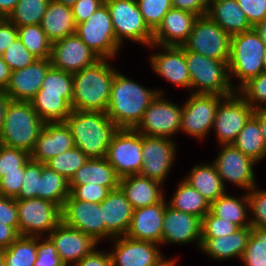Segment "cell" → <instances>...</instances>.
<instances>
[{"label":"cell","mask_w":266,"mask_h":266,"mask_svg":"<svg viewBox=\"0 0 266 266\" xmlns=\"http://www.w3.org/2000/svg\"><path fill=\"white\" fill-rule=\"evenodd\" d=\"M119 72L115 73L105 113L118 128L134 129L149 104L164 91L148 89Z\"/></svg>","instance_id":"1"},{"label":"cell","mask_w":266,"mask_h":266,"mask_svg":"<svg viewBox=\"0 0 266 266\" xmlns=\"http://www.w3.org/2000/svg\"><path fill=\"white\" fill-rule=\"evenodd\" d=\"M109 59H99L73 75L72 110L106 112L112 82L117 70Z\"/></svg>","instance_id":"2"},{"label":"cell","mask_w":266,"mask_h":266,"mask_svg":"<svg viewBox=\"0 0 266 266\" xmlns=\"http://www.w3.org/2000/svg\"><path fill=\"white\" fill-rule=\"evenodd\" d=\"M64 122L75 147L88 158H105L111 139L119 129L105 112L72 110Z\"/></svg>","instance_id":"3"},{"label":"cell","mask_w":266,"mask_h":266,"mask_svg":"<svg viewBox=\"0 0 266 266\" xmlns=\"http://www.w3.org/2000/svg\"><path fill=\"white\" fill-rule=\"evenodd\" d=\"M43 126L30 101L11 100L0 132V144L31 154Z\"/></svg>","instance_id":"4"},{"label":"cell","mask_w":266,"mask_h":266,"mask_svg":"<svg viewBox=\"0 0 266 266\" xmlns=\"http://www.w3.org/2000/svg\"><path fill=\"white\" fill-rule=\"evenodd\" d=\"M266 44L254 29L231 36L230 55L228 61L229 77L239 79L238 91L251 78L258 76L264 67V52ZM238 88V89H237Z\"/></svg>","instance_id":"5"},{"label":"cell","mask_w":266,"mask_h":266,"mask_svg":"<svg viewBox=\"0 0 266 266\" xmlns=\"http://www.w3.org/2000/svg\"><path fill=\"white\" fill-rule=\"evenodd\" d=\"M184 54L191 87H197L192 93L218 94L227 97L236 92L229 77L227 62L189 51L185 47Z\"/></svg>","instance_id":"6"},{"label":"cell","mask_w":266,"mask_h":266,"mask_svg":"<svg viewBox=\"0 0 266 266\" xmlns=\"http://www.w3.org/2000/svg\"><path fill=\"white\" fill-rule=\"evenodd\" d=\"M75 33L100 59L114 58L119 52L121 45L116 40L105 3L90 18L77 24Z\"/></svg>","instance_id":"7"},{"label":"cell","mask_w":266,"mask_h":266,"mask_svg":"<svg viewBox=\"0 0 266 266\" xmlns=\"http://www.w3.org/2000/svg\"><path fill=\"white\" fill-rule=\"evenodd\" d=\"M107 5L116 40L121 45L123 39L133 40L150 46L153 31L147 26L136 0H104Z\"/></svg>","instance_id":"8"},{"label":"cell","mask_w":266,"mask_h":266,"mask_svg":"<svg viewBox=\"0 0 266 266\" xmlns=\"http://www.w3.org/2000/svg\"><path fill=\"white\" fill-rule=\"evenodd\" d=\"M105 159L121 178L140 173L142 167V134L135 129L119 128L108 146Z\"/></svg>","instance_id":"9"},{"label":"cell","mask_w":266,"mask_h":266,"mask_svg":"<svg viewBox=\"0 0 266 266\" xmlns=\"http://www.w3.org/2000/svg\"><path fill=\"white\" fill-rule=\"evenodd\" d=\"M19 235L43 237L61 222V208L44 199H16Z\"/></svg>","instance_id":"10"},{"label":"cell","mask_w":266,"mask_h":266,"mask_svg":"<svg viewBox=\"0 0 266 266\" xmlns=\"http://www.w3.org/2000/svg\"><path fill=\"white\" fill-rule=\"evenodd\" d=\"M231 36L207 15L199 16L187 42V50L228 63Z\"/></svg>","instance_id":"11"},{"label":"cell","mask_w":266,"mask_h":266,"mask_svg":"<svg viewBox=\"0 0 266 266\" xmlns=\"http://www.w3.org/2000/svg\"><path fill=\"white\" fill-rule=\"evenodd\" d=\"M253 114L254 109L237 91L225 97L219 103L212 127L215 128L218 143L233 144Z\"/></svg>","instance_id":"12"},{"label":"cell","mask_w":266,"mask_h":266,"mask_svg":"<svg viewBox=\"0 0 266 266\" xmlns=\"http://www.w3.org/2000/svg\"><path fill=\"white\" fill-rule=\"evenodd\" d=\"M185 101L180 130L203 139L213 127L219 103L226 97L218 94L190 93Z\"/></svg>","instance_id":"13"},{"label":"cell","mask_w":266,"mask_h":266,"mask_svg":"<svg viewBox=\"0 0 266 266\" xmlns=\"http://www.w3.org/2000/svg\"><path fill=\"white\" fill-rule=\"evenodd\" d=\"M182 111L183 106L180 107L158 94L134 129L146 136L171 138L176 132H180Z\"/></svg>","instance_id":"14"},{"label":"cell","mask_w":266,"mask_h":266,"mask_svg":"<svg viewBox=\"0 0 266 266\" xmlns=\"http://www.w3.org/2000/svg\"><path fill=\"white\" fill-rule=\"evenodd\" d=\"M175 143L172 138L142 135V167L139 175L163 184L173 165Z\"/></svg>","instance_id":"15"},{"label":"cell","mask_w":266,"mask_h":266,"mask_svg":"<svg viewBox=\"0 0 266 266\" xmlns=\"http://www.w3.org/2000/svg\"><path fill=\"white\" fill-rule=\"evenodd\" d=\"M61 222L90 235L96 242L104 239V221L100 203L77 200L69 195L61 208Z\"/></svg>","instance_id":"16"},{"label":"cell","mask_w":266,"mask_h":266,"mask_svg":"<svg viewBox=\"0 0 266 266\" xmlns=\"http://www.w3.org/2000/svg\"><path fill=\"white\" fill-rule=\"evenodd\" d=\"M213 163L224 186L225 181H230L243 190L250 191L253 187H256L253 170L256 162L244 155L233 144L222 145V149Z\"/></svg>","instance_id":"17"},{"label":"cell","mask_w":266,"mask_h":266,"mask_svg":"<svg viewBox=\"0 0 266 266\" xmlns=\"http://www.w3.org/2000/svg\"><path fill=\"white\" fill-rule=\"evenodd\" d=\"M100 58L75 33L52 43V67L74 74Z\"/></svg>","instance_id":"18"},{"label":"cell","mask_w":266,"mask_h":266,"mask_svg":"<svg viewBox=\"0 0 266 266\" xmlns=\"http://www.w3.org/2000/svg\"><path fill=\"white\" fill-rule=\"evenodd\" d=\"M114 238L116 245L109 252L112 266H157L165 259L156 243L127 236Z\"/></svg>","instance_id":"19"},{"label":"cell","mask_w":266,"mask_h":266,"mask_svg":"<svg viewBox=\"0 0 266 266\" xmlns=\"http://www.w3.org/2000/svg\"><path fill=\"white\" fill-rule=\"evenodd\" d=\"M47 236L55 246L65 266L75 265L98 245L90 235L60 222ZM71 264V265H70Z\"/></svg>","instance_id":"20"},{"label":"cell","mask_w":266,"mask_h":266,"mask_svg":"<svg viewBox=\"0 0 266 266\" xmlns=\"http://www.w3.org/2000/svg\"><path fill=\"white\" fill-rule=\"evenodd\" d=\"M51 67L50 58L37 59L25 68L12 71L4 92L13 101H30L40 90Z\"/></svg>","instance_id":"21"},{"label":"cell","mask_w":266,"mask_h":266,"mask_svg":"<svg viewBox=\"0 0 266 266\" xmlns=\"http://www.w3.org/2000/svg\"><path fill=\"white\" fill-rule=\"evenodd\" d=\"M198 16L180 9L171 8L162 23L153 32L151 48L155 46H183L193 29Z\"/></svg>","instance_id":"22"},{"label":"cell","mask_w":266,"mask_h":266,"mask_svg":"<svg viewBox=\"0 0 266 266\" xmlns=\"http://www.w3.org/2000/svg\"><path fill=\"white\" fill-rule=\"evenodd\" d=\"M202 220L192 214L165 207L162 224V243L186 244L197 241L201 247Z\"/></svg>","instance_id":"23"},{"label":"cell","mask_w":266,"mask_h":266,"mask_svg":"<svg viewBox=\"0 0 266 266\" xmlns=\"http://www.w3.org/2000/svg\"><path fill=\"white\" fill-rule=\"evenodd\" d=\"M74 147V139L65 122H45L30 155L32 160L45 164L51 158Z\"/></svg>","instance_id":"24"},{"label":"cell","mask_w":266,"mask_h":266,"mask_svg":"<svg viewBox=\"0 0 266 266\" xmlns=\"http://www.w3.org/2000/svg\"><path fill=\"white\" fill-rule=\"evenodd\" d=\"M104 221V238L125 236L130 227L133 208L120 187L111 190L100 203Z\"/></svg>","instance_id":"25"},{"label":"cell","mask_w":266,"mask_h":266,"mask_svg":"<svg viewBox=\"0 0 266 266\" xmlns=\"http://www.w3.org/2000/svg\"><path fill=\"white\" fill-rule=\"evenodd\" d=\"M167 204L164 197L156 204L133 209L130 227L125 236L162 244V224Z\"/></svg>","instance_id":"26"},{"label":"cell","mask_w":266,"mask_h":266,"mask_svg":"<svg viewBox=\"0 0 266 266\" xmlns=\"http://www.w3.org/2000/svg\"><path fill=\"white\" fill-rule=\"evenodd\" d=\"M163 51L150 57L151 66L158 75L179 87L191 88V78L185 61L184 46H162Z\"/></svg>","instance_id":"27"},{"label":"cell","mask_w":266,"mask_h":266,"mask_svg":"<svg viewBox=\"0 0 266 266\" xmlns=\"http://www.w3.org/2000/svg\"><path fill=\"white\" fill-rule=\"evenodd\" d=\"M162 183L139 174L127 175L119 180V187L133 209L142 208L160 202L165 196Z\"/></svg>","instance_id":"28"},{"label":"cell","mask_w":266,"mask_h":266,"mask_svg":"<svg viewBox=\"0 0 266 266\" xmlns=\"http://www.w3.org/2000/svg\"><path fill=\"white\" fill-rule=\"evenodd\" d=\"M207 16L230 36L253 29L237 0H209Z\"/></svg>","instance_id":"29"},{"label":"cell","mask_w":266,"mask_h":266,"mask_svg":"<svg viewBox=\"0 0 266 266\" xmlns=\"http://www.w3.org/2000/svg\"><path fill=\"white\" fill-rule=\"evenodd\" d=\"M251 234V227H243L236 232L219 237H201L202 252L217 260H226L232 257L242 258L248 239Z\"/></svg>","instance_id":"30"},{"label":"cell","mask_w":266,"mask_h":266,"mask_svg":"<svg viewBox=\"0 0 266 266\" xmlns=\"http://www.w3.org/2000/svg\"><path fill=\"white\" fill-rule=\"evenodd\" d=\"M40 26L52 43L76 32V24L71 7L55 0L48 2Z\"/></svg>","instance_id":"31"},{"label":"cell","mask_w":266,"mask_h":266,"mask_svg":"<svg viewBox=\"0 0 266 266\" xmlns=\"http://www.w3.org/2000/svg\"><path fill=\"white\" fill-rule=\"evenodd\" d=\"M119 180L114 167L105 158H88L69 180V185L94 183L114 190L119 187Z\"/></svg>","instance_id":"32"},{"label":"cell","mask_w":266,"mask_h":266,"mask_svg":"<svg viewBox=\"0 0 266 266\" xmlns=\"http://www.w3.org/2000/svg\"><path fill=\"white\" fill-rule=\"evenodd\" d=\"M190 172L183 180L195 188L210 204L226 194V186L214 163L196 165Z\"/></svg>","instance_id":"33"},{"label":"cell","mask_w":266,"mask_h":266,"mask_svg":"<svg viewBox=\"0 0 266 266\" xmlns=\"http://www.w3.org/2000/svg\"><path fill=\"white\" fill-rule=\"evenodd\" d=\"M244 195L241 198H235L226 193L210 204V211L215 216L228 220L240 228L251 227L250 219H247L249 217L247 214V209H249L248 195Z\"/></svg>","instance_id":"34"},{"label":"cell","mask_w":266,"mask_h":266,"mask_svg":"<svg viewBox=\"0 0 266 266\" xmlns=\"http://www.w3.org/2000/svg\"><path fill=\"white\" fill-rule=\"evenodd\" d=\"M168 203L175 210L202 218L210 211V203L187 182L182 180Z\"/></svg>","instance_id":"35"},{"label":"cell","mask_w":266,"mask_h":266,"mask_svg":"<svg viewBox=\"0 0 266 266\" xmlns=\"http://www.w3.org/2000/svg\"><path fill=\"white\" fill-rule=\"evenodd\" d=\"M233 145L256 163L266 156V144L259 121L252 116L240 131Z\"/></svg>","instance_id":"36"},{"label":"cell","mask_w":266,"mask_h":266,"mask_svg":"<svg viewBox=\"0 0 266 266\" xmlns=\"http://www.w3.org/2000/svg\"><path fill=\"white\" fill-rule=\"evenodd\" d=\"M69 195V180L44 165L39 178L38 198L50 201L62 208Z\"/></svg>","instance_id":"37"},{"label":"cell","mask_w":266,"mask_h":266,"mask_svg":"<svg viewBox=\"0 0 266 266\" xmlns=\"http://www.w3.org/2000/svg\"><path fill=\"white\" fill-rule=\"evenodd\" d=\"M30 102L44 123L64 122L72 111L71 105L62 95L36 93Z\"/></svg>","instance_id":"38"},{"label":"cell","mask_w":266,"mask_h":266,"mask_svg":"<svg viewBox=\"0 0 266 266\" xmlns=\"http://www.w3.org/2000/svg\"><path fill=\"white\" fill-rule=\"evenodd\" d=\"M37 259V237L20 235L4 249L5 266H34Z\"/></svg>","instance_id":"39"},{"label":"cell","mask_w":266,"mask_h":266,"mask_svg":"<svg viewBox=\"0 0 266 266\" xmlns=\"http://www.w3.org/2000/svg\"><path fill=\"white\" fill-rule=\"evenodd\" d=\"M50 0H20L7 19L16 27L38 25Z\"/></svg>","instance_id":"40"},{"label":"cell","mask_w":266,"mask_h":266,"mask_svg":"<svg viewBox=\"0 0 266 266\" xmlns=\"http://www.w3.org/2000/svg\"><path fill=\"white\" fill-rule=\"evenodd\" d=\"M17 30L18 38L37 59L50 58L52 42L42 30L40 24L17 27Z\"/></svg>","instance_id":"41"},{"label":"cell","mask_w":266,"mask_h":266,"mask_svg":"<svg viewBox=\"0 0 266 266\" xmlns=\"http://www.w3.org/2000/svg\"><path fill=\"white\" fill-rule=\"evenodd\" d=\"M37 93L62 95V97L71 105L73 97V75L51 67Z\"/></svg>","instance_id":"42"},{"label":"cell","mask_w":266,"mask_h":266,"mask_svg":"<svg viewBox=\"0 0 266 266\" xmlns=\"http://www.w3.org/2000/svg\"><path fill=\"white\" fill-rule=\"evenodd\" d=\"M241 261L245 266H266V228L251 226V234Z\"/></svg>","instance_id":"43"},{"label":"cell","mask_w":266,"mask_h":266,"mask_svg":"<svg viewBox=\"0 0 266 266\" xmlns=\"http://www.w3.org/2000/svg\"><path fill=\"white\" fill-rule=\"evenodd\" d=\"M88 157L77 147L63 152L45 163L50 169L70 180L75 172L82 167Z\"/></svg>","instance_id":"44"},{"label":"cell","mask_w":266,"mask_h":266,"mask_svg":"<svg viewBox=\"0 0 266 266\" xmlns=\"http://www.w3.org/2000/svg\"><path fill=\"white\" fill-rule=\"evenodd\" d=\"M147 26L154 32L166 13L173 8L171 0H136Z\"/></svg>","instance_id":"45"},{"label":"cell","mask_w":266,"mask_h":266,"mask_svg":"<svg viewBox=\"0 0 266 266\" xmlns=\"http://www.w3.org/2000/svg\"><path fill=\"white\" fill-rule=\"evenodd\" d=\"M30 158L31 155L24 150L0 144V178L6 173L24 172L25 165Z\"/></svg>","instance_id":"46"},{"label":"cell","mask_w":266,"mask_h":266,"mask_svg":"<svg viewBox=\"0 0 266 266\" xmlns=\"http://www.w3.org/2000/svg\"><path fill=\"white\" fill-rule=\"evenodd\" d=\"M255 109H262L266 104V71L251 78L237 91ZM264 108L266 106L264 105Z\"/></svg>","instance_id":"47"},{"label":"cell","mask_w":266,"mask_h":266,"mask_svg":"<svg viewBox=\"0 0 266 266\" xmlns=\"http://www.w3.org/2000/svg\"><path fill=\"white\" fill-rule=\"evenodd\" d=\"M44 163L30 160L26 163L22 178V186L15 199L38 198L39 178L42 175Z\"/></svg>","instance_id":"48"},{"label":"cell","mask_w":266,"mask_h":266,"mask_svg":"<svg viewBox=\"0 0 266 266\" xmlns=\"http://www.w3.org/2000/svg\"><path fill=\"white\" fill-rule=\"evenodd\" d=\"M1 56L11 72L25 68L37 60L18 37L6 48Z\"/></svg>","instance_id":"49"},{"label":"cell","mask_w":266,"mask_h":266,"mask_svg":"<svg viewBox=\"0 0 266 266\" xmlns=\"http://www.w3.org/2000/svg\"><path fill=\"white\" fill-rule=\"evenodd\" d=\"M238 229H240L238 225L215 216L211 211H209L202 218L201 237H222L230 235Z\"/></svg>","instance_id":"50"},{"label":"cell","mask_w":266,"mask_h":266,"mask_svg":"<svg viewBox=\"0 0 266 266\" xmlns=\"http://www.w3.org/2000/svg\"><path fill=\"white\" fill-rule=\"evenodd\" d=\"M249 212L252 211L253 217H250L251 226L266 228V190H258L253 187L248 191Z\"/></svg>","instance_id":"51"},{"label":"cell","mask_w":266,"mask_h":266,"mask_svg":"<svg viewBox=\"0 0 266 266\" xmlns=\"http://www.w3.org/2000/svg\"><path fill=\"white\" fill-rule=\"evenodd\" d=\"M70 195L77 200L101 203L110 193V189L94 183L69 185Z\"/></svg>","instance_id":"52"},{"label":"cell","mask_w":266,"mask_h":266,"mask_svg":"<svg viewBox=\"0 0 266 266\" xmlns=\"http://www.w3.org/2000/svg\"><path fill=\"white\" fill-rule=\"evenodd\" d=\"M34 266H65L48 237L44 240L37 237V259Z\"/></svg>","instance_id":"53"},{"label":"cell","mask_w":266,"mask_h":266,"mask_svg":"<svg viewBox=\"0 0 266 266\" xmlns=\"http://www.w3.org/2000/svg\"><path fill=\"white\" fill-rule=\"evenodd\" d=\"M252 27L266 19V0H237Z\"/></svg>","instance_id":"54"},{"label":"cell","mask_w":266,"mask_h":266,"mask_svg":"<svg viewBox=\"0 0 266 266\" xmlns=\"http://www.w3.org/2000/svg\"><path fill=\"white\" fill-rule=\"evenodd\" d=\"M0 222L12 226L19 233L16 199L0 195Z\"/></svg>","instance_id":"55"},{"label":"cell","mask_w":266,"mask_h":266,"mask_svg":"<svg viewBox=\"0 0 266 266\" xmlns=\"http://www.w3.org/2000/svg\"><path fill=\"white\" fill-rule=\"evenodd\" d=\"M104 4V0H77L71 7L75 24L82 23Z\"/></svg>","instance_id":"56"},{"label":"cell","mask_w":266,"mask_h":266,"mask_svg":"<svg viewBox=\"0 0 266 266\" xmlns=\"http://www.w3.org/2000/svg\"><path fill=\"white\" fill-rule=\"evenodd\" d=\"M24 172L6 173L0 178V195L15 198L21 189Z\"/></svg>","instance_id":"57"},{"label":"cell","mask_w":266,"mask_h":266,"mask_svg":"<svg viewBox=\"0 0 266 266\" xmlns=\"http://www.w3.org/2000/svg\"><path fill=\"white\" fill-rule=\"evenodd\" d=\"M175 9L184 10L195 15L204 16L208 12L209 0H171Z\"/></svg>","instance_id":"58"},{"label":"cell","mask_w":266,"mask_h":266,"mask_svg":"<svg viewBox=\"0 0 266 266\" xmlns=\"http://www.w3.org/2000/svg\"><path fill=\"white\" fill-rule=\"evenodd\" d=\"M17 37V27L7 18H4L0 22V56Z\"/></svg>","instance_id":"59"},{"label":"cell","mask_w":266,"mask_h":266,"mask_svg":"<svg viewBox=\"0 0 266 266\" xmlns=\"http://www.w3.org/2000/svg\"><path fill=\"white\" fill-rule=\"evenodd\" d=\"M73 266H112L109 252L93 250Z\"/></svg>","instance_id":"60"},{"label":"cell","mask_w":266,"mask_h":266,"mask_svg":"<svg viewBox=\"0 0 266 266\" xmlns=\"http://www.w3.org/2000/svg\"><path fill=\"white\" fill-rule=\"evenodd\" d=\"M19 236V233L12 226H8L0 222L1 248H8Z\"/></svg>","instance_id":"61"},{"label":"cell","mask_w":266,"mask_h":266,"mask_svg":"<svg viewBox=\"0 0 266 266\" xmlns=\"http://www.w3.org/2000/svg\"><path fill=\"white\" fill-rule=\"evenodd\" d=\"M10 75L11 70L3 60L2 56H0V90H5L9 83Z\"/></svg>","instance_id":"62"},{"label":"cell","mask_w":266,"mask_h":266,"mask_svg":"<svg viewBox=\"0 0 266 266\" xmlns=\"http://www.w3.org/2000/svg\"><path fill=\"white\" fill-rule=\"evenodd\" d=\"M10 101V97L4 92V90H0V132L4 124L6 109Z\"/></svg>","instance_id":"63"},{"label":"cell","mask_w":266,"mask_h":266,"mask_svg":"<svg viewBox=\"0 0 266 266\" xmlns=\"http://www.w3.org/2000/svg\"><path fill=\"white\" fill-rule=\"evenodd\" d=\"M20 0H0V15L7 18Z\"/></svg>","instance_id":"64"},{"label":"cell","mask_w":266,"mask_h":266,"mask_svg":"<svg viewBox=\"0 0 266 266\" xmlns=\"http://www.w3.org/2000/svg\"><path fill=\"white\" fill-rule=\"evenodd\" d=\"M253 116L259 121L260 130L263 133L264 141L266 144V108L255 109Z\"/></svg>","instance_id":"65"},{"label":"cell","mask_w":266,"mask_h":266,"mask_svg":"<svg viewBox=\"0 0 266 266\" xmlns=\"http://www.w3.org/2000/svg\"><path fill=\"white\" fill-rule=\"evenodd\" d=\"M253 29L266 44V19L256 24Z\"/></svg>","instance_id":"66"},{"label":"cell","mask_w":266,"mask_h":266,"mask_svg":"<svg viewBox=\"0 0 266 266\" xmlns=\"http://www.w3.org/2000/svg\"><path fill=\"white\" fill-rule=\"evenodd\" d=\"M61 4H64L65 6L72 7L77 0H55Z\"/></svg>","instance_id":"67"},{"label":"cell","mask_w":266,"mask_h":266,"mask_svg":"<svg viewBox=\"0 0 266 266\" xmlns=\"http://www.w3.org/2000/svg\"><path fill=\"white\" fill-rule=\"evenodd\" d=\"M176 260H167L164 259L161 263H159L157 266H174L175 265Z\"/></svg>","instance_id":"68"},{"label":"cell","mask_w":266,"mask_h":266,"mask_svg":"<svg viewBox=\"0 0 266 266\" xmlns=\"http://www.w3.org/2000/svg\"><path fill=\"white\" fill-rule=\"evenodd\" d=\"M0 266H5L4 249L0 247Z\"/></svg>","instance_id":"69"},{"label":"cell","mask_w":266,"mask_h":266,"mask_svg":"<svg viewBox=\"0 0 266 266\" xmlns=\"http://www.w3.org/2000/svg\"><path fill=\"white\" fill-rule=\"evenodd\" d=\"M264 67H265V71H266V48H265V52H264Z\"/></svg>","instance_id":"70"},{"label":"cell","mask_w":266,"mask_h":266,"mask_svg":"<svg viewBox=\"0 0 266 266\" xmlns=\"http://www.w3.org/2000/svg\"><path fill=\"white\" fill-rule=\"evenodd\" d=\"M4 18L0 15V22L3 20Z\"/></svg>","instance_id":"71"}]
</instances>
